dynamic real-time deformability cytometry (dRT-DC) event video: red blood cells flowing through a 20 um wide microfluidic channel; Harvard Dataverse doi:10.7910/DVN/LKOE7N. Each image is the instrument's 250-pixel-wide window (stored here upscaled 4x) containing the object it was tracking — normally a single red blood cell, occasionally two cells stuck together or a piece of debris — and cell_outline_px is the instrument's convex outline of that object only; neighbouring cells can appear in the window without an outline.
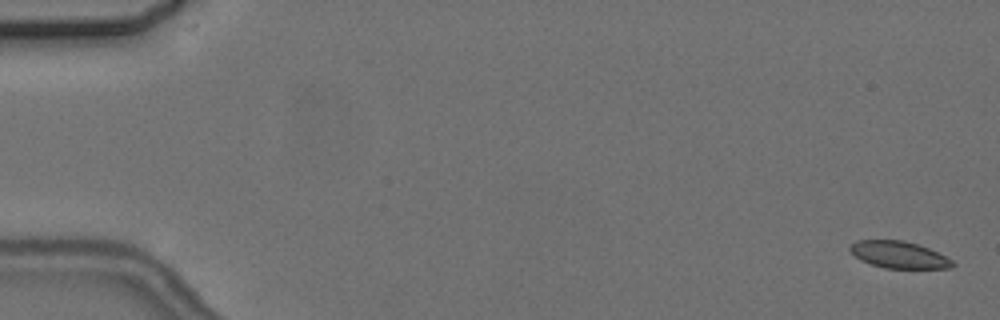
{"species": "common noctule bat (a hibernating species)", "species_latin": "Nyctalus noctula", "temperature_condition": "cold", "stored_images_in_passage": 6, "camera_frame_rate_fps": 3000, "um_per_image_px": 0.085, "animal": {"sex": "female", "body_mass_g": 24.6, "forearm_length_mm": 56.2}, "frame": {"image": 1, "passage_image": 1, "time_ms": 0.0, "image_size_px": [1000, 320], "cell_outline_px": [[956, 264], [952, 268], [884, 268], [860, 260], [848, 248], [856, 240], [904, 240], [928, 248], [952, 260]], "centroid_in_image_um": [76.4, 21.65], "position_along_channel_um": 8.6, "area_um2": 15.9}}